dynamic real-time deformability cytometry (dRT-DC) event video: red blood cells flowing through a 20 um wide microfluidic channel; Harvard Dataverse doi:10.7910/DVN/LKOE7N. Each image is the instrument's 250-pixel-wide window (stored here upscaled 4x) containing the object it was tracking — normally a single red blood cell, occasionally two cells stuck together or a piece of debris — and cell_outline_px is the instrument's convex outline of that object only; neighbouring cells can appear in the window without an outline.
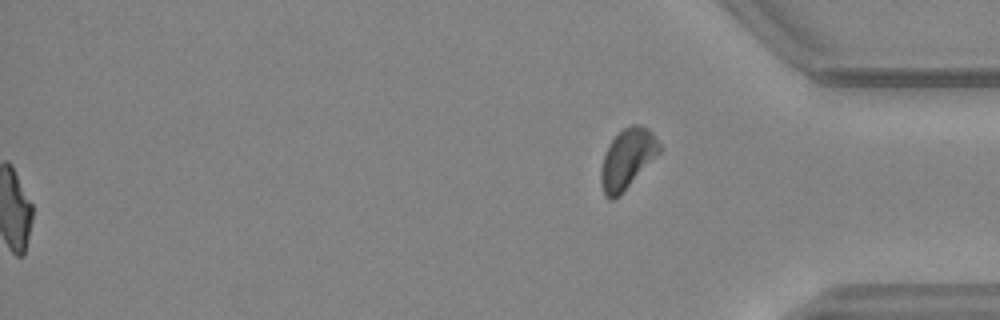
{"species": "common noctule bat (a hibernating species)", "species_latin": "Nyctalus noctula", "temperature_condition": "warm", "stored_images_in_passage": 45, "segment_of_instrument_passage": [2, 2], "camera_frame_rate_fps": 3000, "um_per_image_px": 0.085, "animal": {"sex": "female", "body_mass_g": 24.6, "forearm_length_mm": 56.2}, "frame": {"image": 1, "passage_image": 45, "time_ms": 14.667, "image_size_px": [1000, 320], "cell_outline_px": [[660, 152], [620, 196], [612, 200], [608, 200], [604, 196], [600, 184], [600, 168], [604, 152], [608, 144], [624, 128], [632, 124], [636, 124], [648, 128], [652, 132], [660, 144]], "centroid_in_image_um": [53.28, 13.53], "position_along_channel_um": 381.9, "area_um2": 20.58}}